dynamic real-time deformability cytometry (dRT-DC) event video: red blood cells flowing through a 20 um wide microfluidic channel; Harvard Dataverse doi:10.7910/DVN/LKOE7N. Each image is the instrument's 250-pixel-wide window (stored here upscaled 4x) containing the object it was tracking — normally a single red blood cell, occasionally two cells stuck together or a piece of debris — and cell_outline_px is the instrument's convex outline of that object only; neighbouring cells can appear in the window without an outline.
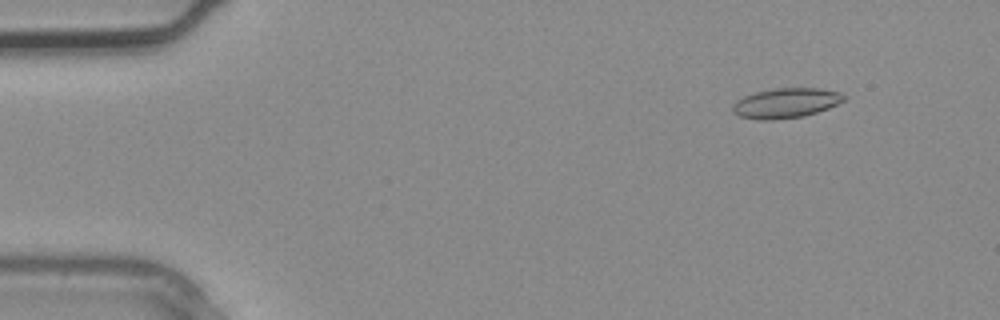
{"species": "common noctule bat (a hibernating species)", "species_latin": "Nyctalus noctula", "temperature_condition": "warm", "stored_images_in_passage": 3, "camera_frame_rate_fps": 3000, "um_per_image_px": 0.085, "animal": {"sex": "male", "body_mass_g": 20.4}, "frame": {"image": 1, "passage_image": 1, "time_ms": 0.0, "image_size_px": [1000, 320], "cell_outline_px": [[844, 100], [828, 108], [804, 116], [768, 120], [764, 120], [740, 116], [732, 112], [732, 104], [736, 100], [744, 96], [756, 92], [776, 88], [820, 88], [840, 92], [844, 96]], "centroid_in_image_um": [66.77, 8.75], "position_along_channel_um": 18.2, "area_um2": 19.19}}